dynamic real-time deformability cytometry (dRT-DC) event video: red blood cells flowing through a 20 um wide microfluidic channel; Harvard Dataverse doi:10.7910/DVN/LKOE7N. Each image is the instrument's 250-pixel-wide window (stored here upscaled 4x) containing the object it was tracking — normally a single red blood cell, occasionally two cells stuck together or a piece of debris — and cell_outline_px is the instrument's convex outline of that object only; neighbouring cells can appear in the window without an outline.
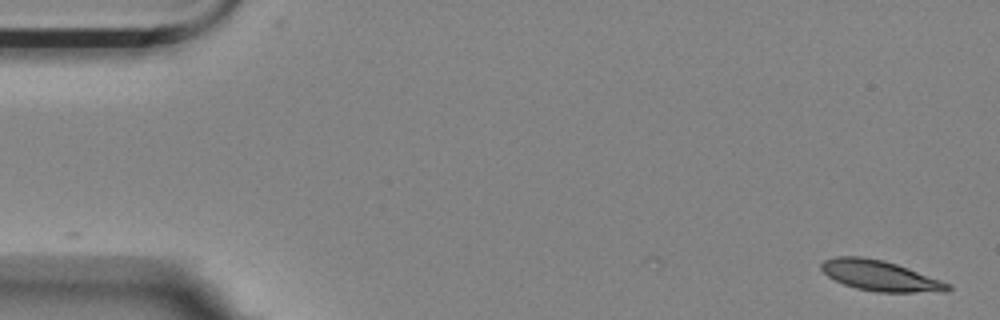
{"species": "Egyptian fruit bat (a non-hibernating species)", "species_latin": "Rousettus aegyptiacus", "temperature_condition": "room temperature", "stored_images_in_passage": 40, "camera_frame_rate_fps": 3000, "um_per_image_px": 0.085, "animal": {"sex": "female"}, "frame": {"image": 1, "passage_image": 1, "time_ms": 0.0, "image_size_px": [1000, 320], "cell_outline_px": [[952, 288], [948, 292], [876, 292], [856, 288], [844, 284], [828, 276], [820, 268], [820, 264], [824, 260], [836, 256], [860, 256], [884, 260], [908, 268], [952, 284]], "centroid_in_image_um": [74.83, 23.44], "position_along_channel_um": 10.2, "area_um2": 22.48}}
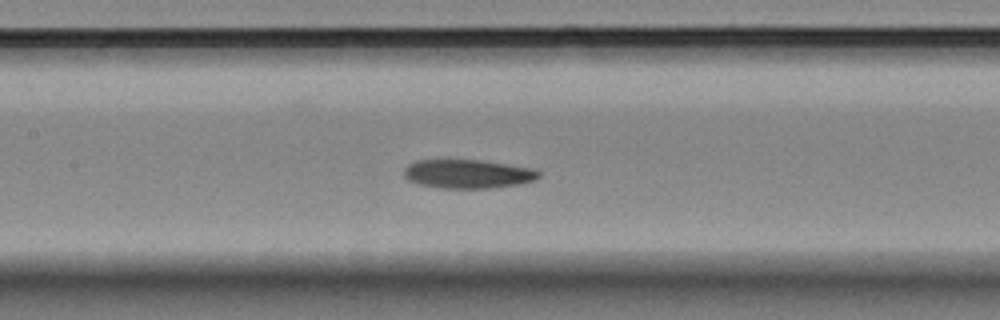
{"frame": {"image": 2, "passage_image": 25, "time_ms": 8.0, "image_size_px": [1000, 320], "cell_outline_px": [[540, 176], [536, 180], [516, 184], [488, 188], [440, 188], [420, 184], [408, 180], [404, 176], [404, 168], [408, 164], [416, 160], [480, 160], [536, 168], [540, 172]], "centroid_in_image_um": [39.77, 14.77], "position_along_channel_um": 167.6, "area_um2": 22.66}}
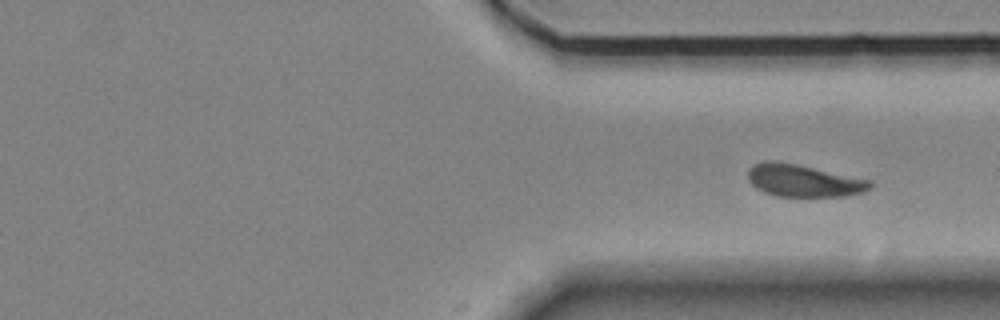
{"frame": {"image": 3, "passage_image": 40, "time_ms": 13.0, "image_size_px": [1000, 320], "cell_outline_px": [[872, 188], [864, 192], [844, 196], [776, 196], [764, 192], [756, 188], [748, 180], [748, 168], [752, 164], [764, 160], [780, 160], [872, 180]], "centroid_in_image_um": [68.28, 15.33], "position_along_channel_um": 343.1, "area_um2": 23.41}}